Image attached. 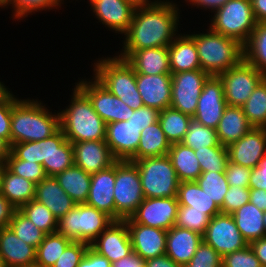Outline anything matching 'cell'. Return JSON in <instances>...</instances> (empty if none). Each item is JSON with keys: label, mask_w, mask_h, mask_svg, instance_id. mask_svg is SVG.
Segmentation results:
<instances>
[{"label": "cell", "mask_w": 266, "mask_h": 267, "mask_svg": "<svg viewBox=\"0 0 266 267\" xmlns=\"http://www.w3.org/2000/svg\"><path fill=\"white\" fill-rule=\"evenodd\" d=\"M179 11L171 0L136 7L120 52L133 53L144 48L168 47L179 32Z\"/></svg>", "instance_id": "1"}, {"label": "cell", "mask_w": 266, "mask_h": 267, "mask_svg": "<svg viewBox=\"0 0 266 267\" xmlns=\"http://www.w3.org/2000/svg\"><path fill=\"white\" fill-rule=\"evenodd\" d=\"M37 99H20L11 114V145L44 140L60 129V114L49 112Z\"/></svg>", "instance_id": "2"}, {"label": "cell", "mask_w": 266, "mask_h": 267, "mask_svg": "<svg viewBox=\"0 0 266 267\" xmlns=\"http://www.w3.org/2000/svg\"><path fill=\"white\" fill-rule=\"evenodd\" d=\"M71 102L60 114V129L71 143L105 140L106 123L89 98L75 85Z\"/></svg>", "instance_id": "3"}, {"label": "cell", "mask_w": 266, "mask_h": 267, "mask_svg": "<svg viewBox=\"0 0 266 267\" xmlns=\"http://www.w3.org/2000/svg\"><path fill=\"white\" fill-rule=\"evenodd\" d=\"M206 32L188 35L195 41L201 69L210 76H218L244 59L243 45L238 40L219 34L210 27Z\"/></svg>", "instance_id": "4"}, {"label": "cell", "mask_w": 266, "mask_h": 267, "mask_svg": "<svg viewBox=\"0 0 266 267\" xmlns=\"http://www.w3.org/2000/svg\"><path fill=\"white\" fill-rule=\"evenodd\" d=\"M93 67V76L131 109L144 106L137 88L136 73L125 59L116 55L103 57Z\"/></svg>", "instance_id": "5"}, {"label": "cell", "mask_w": 266, "mask_h": 267, "mask_svg": "<svg viewBox=\"0 0 266 267\" xmlns=\"http://www.w3.org/2000/svg\"><path fill=\"white\" fill-rule=\"evenodd\" d=\"M113 221L109 215L86 203L76 204L58 219L56 232L73 242L90 245Z\"/></svg>", "instance_id": "6"}, {"label": "cell", "mask_w": 266, "mask_h": 267, "mask_svg": "<svg viewBox=\"0 0 266 267\" xmlns=\"http://www.w3.org/2000/svg\"><path fill=\"white\" fill-rule=\"evenodd\" d=\"M145 198L177 197L179 180L168 154L134 161Z\"/></svg>", "instance_id": "7"}, {"label": "cell", "mask_w": 266, "mask_h": 267, "mask_svg": "<svg viewBox=\"0 0 266 267\" xmlns=\"http://www.w3.org/2000/svg\"><path fill=\"white\" fill-rule=\"evenodd\" d=\"M210 28L244 45L257 25L251 0H229L216 10Z\"/></svg>", "instance_id": "8"}, {"label": "cell", "mask_w": 266, "mask_h": 267, "mask_svg": "<svg viewBox=\"0 0 266 267\" xmlns=\"http://www.w3.org/2000/svg\"><path fill=\"white\" fill-rule=\"evenodd\" d=\"M145 199L137 165L132 161L115 162V221L125 220Z\"/></svg>", "instance_id": "9"}, {"label": "cell", "mask_w": 266, "mask_h": 267, "mask_svg": "<svg viewBox=\"0 0 266 267\" xmlns=\"http://www.w3.org/2000/svg\"><path fill=\"white\" fill-rule=\"evenodd\" d=\"M225 100L228 106L241 107L265 77L244 59L236 66L220 73Z\"/></svg>", "instance_id": "10"}, {"label": "cell", "mask_w": 266, "mask_h": 267, "mask_svg": "<svg viewBox=\"0 0 266 267\" xmlns=\"http://www.w3.org/2000/svg\"><path fill=\"white\" fill-rule=\"evenodd\" d=\"M88 80V81H87ZM80 79L76 86L89 98L93 109L108 124L128 120L134 110L126 105L120 98L113 95L95 77Z\"/></svg>", "instance_id": "11"}, {"label": "cell", "mask_w": 266, "mask_h": 267, "mask_svg": "<svg viewBox=\"0 0 266 267\" xmlns=\"http://www.w3.org/2000/svg\"><path fill=\"white\" fill-rule=\"evenodd\" d=\"M210 75L202 69L171 73V108L194 116L203 85Z\"/></svg>", "instance_id": "12"}, {"label": "cell", "mask_w": 266, "mask_h": 267, "mask_svg": "<svg viewBox=\"0 0 266 267\" xmlns=\"http://www.w3.org/2000/svg\"><path fill=\"white\" fill-rule=\"evenodd\" d=\"M202 238L203 242L213 247L222 257L249 245L230 214L220 213L212 217Z\"/></svg>", "instance_id": "13"}, {"label": "cell", "mask_w": 266, "mask_h": 267, "mask_svg": "<svg viewBox=\"0 0 266 267\" xmlns=\"http://www.w3.org/2000/svg\"><path fill=\"white\" fill-rule=\"evenodd\" d=\"M178 207L177 197L145 198L130 218L124 221L167 231L175 226Z\"/></svg>", "instance_id": "14"}, {"label": "cell", "mask_w": 266, "mask_h": 267, "mask_svg": "<svg viewBox=\"0 0 266 267\" xmlns=\"http://www.w3.org/2000/svg\"><path fill=\"white\" fill-rule=\"evenodd\" d=\"M223 84L219 76H209L203 85L194 116L203 126L217 129L227 107Z\"/></svg>", "instance_id": "15"}, {"label": "cell", "mask_w": 266, "mask_h": 267, "mask_svg": "<svg viewBox=\"0 0 266 267\" xmlns=\"http://www.w3.org/2000/svg\"><path fill=\"white\" fill-rule=\"evenodd\" d=\"M90 247L111 263L129 255L133 250L127 223L124 220L113 221Z\"/></svg>", "instance_id": "16"}, {"label": "cell", "mask_w": 266, "mask_h": 267, "mask_svg": "<svg viewBox=\"0 0 266 267\" xmlns=\"http://www.w3.org/2000/svg\"><path fill=\"white\" fill-rule=\"evenodd\" d=\"M229 161L255 169L266 155V128L254 127L227 147Z\"/></svg>", "instance_id": "17"}, {"label": "cell", "mask_w": 266, "mask_h": 267, "mask_svg": "<svg viewBox=\"0 0 266 267\" xmlns=\"http://www.w3.org/2000/svg\"><path fill=\"white\" fill-rule=\"evenodd\" d=\"M89 6L100 23L118 34H125L136 7L126 0H89Z\"/></svg>", "instance_id": "18"}, {"label": "cell", "mask_w": 266, "mask_h": 267, "mask_svg": "<svg viewBox=\"0 0 266 267\" xmlns=\"http://www.w3.org/2000/svg\"><path fill=\"white\" fill-rule=\"evenodd\" d=\"M142 129L136 127L130 120L106 124L105 142L116 160H130L140 142Z\"/></svg>", "instance_id": "19"}, {"label": "cell", "mask_w": 266, "mask_h": 267, "mask_svg": "<svg viewBox=\"0 0 266 267\" xmlns=\"http://www.w3.org/2000/svg\"><path fill=\"white\" fill-rule=\"evenodd\" d=\"M74 165L89 174L97 173L113 165L114 158L105 140H91L72 143Z\"/></svg>", "instance_id": "20"}, {"label": "cell", "mask_w": 266, "mask_h": 267, "mask_svg": "<svg viewBox=\"0 0 266 267\" xmlns=\"http://www.w3.org/2000/svg\"><path fill=\"white\" fill-rule=\"evenodd\" d=\"M136 83L144 106L159 111L171 106V74H136Z\"/></svg>", "instance_id": "21"}, {"label": "cell", "mask_w": 266, "mask_h": 267, "mask_svg": "<svg viewBox=\"0 0 266 267\" xmlns=\"http://www.w3.org/2000/svg\"><path fill=\"white\" fill-rule=\"evenodd\" d=\"M132 250L147 260L165 254L167 231L138 223H127Z\"/></svg>", "instance_id": "22"}, {"label": "cell", "mask_w": 266, "mask_h": 267, "mask_svg": "<svg viewBox=\"0 0 266 267\" xmlns=\"http://www.w3.org/2000/svg\"><path fill=\"white\" fill-rule=\"evenodd\" d=\"M114 183L115 163L91 174V185L86 204L106 213L115 221Z\"/></svg>", "instance_id": "23"}, {"label": "cell", "mask_w": 266, "mask_h": 267, "mask_svg": "<svg viewBox=\"0 0 266 267\" xmlns=\"http://www.w3.org/2000/svg\"><path fill=\"white\" fill-rule=\"evenodd\" d=\"M136 74H171L168 47L144 48L133 53H120Z\"/></svg>", "instance_id": "24"}, {"label": "cell", "mask_w": 266, "mask_h": 267, "mask_svg": "<svg viewBox=\"0 0 266 267\" xmlns=\"http://www.w3.org/2000/svg\"><path fill=\"white\" fill-rule=\"evenodd\" d=\"M202 241L201 234L173 226L167 230L165 254L175 263L184 267L191 260Z\"/></svg>", "instance_id": "25"}, {"label": "cell", "mask_w": 266, "mask_h": 267, "mask_svg": "<svg viewBox=\"0 0 266 267\" xmlns=\"http://www.w3.org/2000/svg\"><path fill=\"white\" fill-rule=\"evenodd\" d=\"M34 200L45 205L57 219L76 205L54 176H46L36 184Z\"/></svg>", "instance_id": "26"}, {"label": "cell", "mask_w": 266, "mask_h": 267, "mask_svg": "<svg viewBox=\"0 0 266 267\" xmlns=\"http://www.w3.org/2000/svg\"><path fill=\"white\" fill-rule=\"evenodd\" d=\"M0 255L7 267L31 265L36 261V248L16 236L8 227L0 228Z\"/></svg>", "instance_id": "27"}, {"label": "cell", "mask_w": 266, "mask_h": 267, "mask_svg": "<svg viewBox=\"0 0 266 267\" xmlns=\"http://www.w3.org/2000/svg\"><path fill=\"white\" fill-rule=\"evenodd\" d=\"M171 73L201 69L195 41L188 34H177L168 46Z\"/></svg>", "instance_id": "28"}, {"label": "cell", "mask_w": 266, "mask_h": 267, "mask_svg": "<svg viewBox=\"0 0 266 267\" xmlns=\"http://www.w3.org/2000/svg\"><path fill=\"white\" fill-rule=\"evenodd\" d=\"M253 128L242 107L227 106L216 129L217 138L222 146L228 147Z\"/></svg>", "instance_id": "29"}, {"label": "cell", "mask_w": 266, "mask_h": 267, "mask_svg": "<svg viewBox=\"0 0 266 267\" xmlns=\"http://www.w3.org/2000/svg\"><path fill=\"white\" fill-rule=\"evenodd\" d=\"M36 183L17 176L3 166L0 175V193L17 209L34 200Z\"/></svg>", "instance_id": "30"}, {"label": "cell", "mask_w": 266, "mask_h": 267, "mask_svg": "<svg viewBox=\"0 0 266 267\" xmlns=\"http://www.w3.org/2000/svg\"><path fill=\"white\" fill-rule=\"evenodd\" d=\"M263 213L264 211L249 201L231 214L248 244L265 237Z\"/></svg>", "instance_id": "31"}, {"label": "cell", "mask_w": 266, "mask_h": 267, "mask_svg": "<svg viewBox=\"0 0 266 267\" xmlns=\"http://www.w3.org/2000/svg\"><path fill=\"white\" fill-rule=\"evenodd\" d=\"M177 199L179 206L191 210L205 211L210 218L221 213V209L198 185L196 181L179 182Z\"/></svg>", "instance_id": "32"}, {"label": "cell", "mask_w": 266, "mask_h": 267, "mask_svg": "<svg viewBox=\"0 0 266 267\" xmlns=\"http://www.w3.org/2000/svg\"><path fill=\"white\" fill-rule=\"evenodd\" d=\"M170 157L179 182L196 181L202 173L195 151L183 143H173L170 146Z\"/></svg>", "instance_id": "33"}, {"label": "cell", "mask_w": 266, "mask_h": 267, "mask_svg": "<svg viewBox=\"0 0 266 267\" xmlns=\"http://www.w3.org/2000/svg\"><path fill=\"white\" fill-rule=\"evenodd\" d=\"M55 178L76 204L86 203L90 191L91 174L73 165L57 174Z\"/></svg>", "instance_id": "34"}, {"label": "cell", "mask_w": 266, "mask_h": 267, "mask_svg": "<svg viewBox=\"0 0 266 267\" xmlns=\"http://www.w3.org/2000/svg\"><path fill=\"white\" fill-rule=\"evenodd\" d=\"M170 142L166 139L159 121L147 126L141 131L137 152L129 161H136L146 157H156L168 154Z\"/></svg>", "instance_id": "35"}, {"label": "cell", "mask_w": 266, "mask_h": 267, "mask_svg": "<svg viewBox=\"0 0 266 267\" xmlns=\"http://www.w3.org/2000/svg\"><path fill=\"white\" fill-rule=\"evenodd\" d=\"M18 159L36 162L43 166L50 176V155L52 154V136L40 141L16 143L10 150Z\"/></svg>", "instance_id": "36"}, {"label": "cell", "mask_w": 266, "mask_h": 267, "mask_svg": "<svg viewBox=\"0 0 266 267\" xmlns=\"http://www.w3.org/2000/svg\"><path fill=\"white\" fill-rule=\"evenodd\" d=\"M243 49L244 60L266 76V22L257 23Z\"/></svg>", "instance_id": "37"}, {"label": "cell", "mask_w": 266, "mask_h": 267, "mask_svg": "<svg viewBox=\"0 0 266 267\" xmlns=\"http://www.w3.org/2000/svg\"><path fill=\"white\" fill-rule=\"evenodd\" d=\"M191 120L192 117L190 115L168 107L159 112L158 121L166 139L170 144H173L183 141Z\"/></svg>", "instance_id": "38"}, {"label": "cell", "mask_w": 266, "mask_h": 267, "mask_svg": "<svg viewBox=\"0 0 266 267\" xmlns=\"http://www.w3.org/2000/svg\"><path fill=\"white\" fill-rule=\"evenodd\" d=\"M74 165V151L70 141H68L59 129L52 135V154L50 155V176H56L65 169Z\"/></svg>", "instance_id": "39"}, {"label": "cell", "mask_w": 266, "mask_h": 267, "mask_svg": "<svg viewBox=\"0 0 266 267\" xmlns=\"http://www.w3.org/2000/svg\"><path fill=\"white\" fill-rule=\"evenodd\" d=\"M72 242V240L57 232L46 234L43 241L36 248L35 263L41 267H52Z\"/></svg>", "instance_id": "40"}, {"label": "cell", "mask_w": 266, "mask_h": 267, "mask_svg": "<svg viewBox=\"0 0 266 267\" xmlns=\"http://www.w3.org/2000/svg\"><path fill=\"white\" fill-rule=\"evenodd\" d=\"M241 107L253 127L266 128V76Z\"/></svg>", "instance_id": "41"}, {"label": "cell", "mask_w": 266, "mask_h": 267, "mask_svg": "<svg viewBox=\"0 0 266 267\" xmlns=\"http://www.w3.org/2000/svg\"><path fill=\"white\" fill-rule=\"evenodd\" d=\"M18 210L45 234L56 232L58 219L45 205L31 200Z\"/></svg>", "instance_id": "42"}, {"label": "cell", "mask_w": 266, "mask_h": 267, "mask_svg": "<svg viewBox=\"0 0 266 267\" xmlns=\"http://www.w3.org/2000/svg\"><path fill=\"white\" fill-rule=\"evenodd\" d=\"M181 143L193 150L203 149V147L222 146L218 141L216 129L203 126L193 118Z\"/></svg>", "instance_id": "43"}, {"label": "cell", "mask_w": 266, "mask_h": 267, "mask_svg": "<svg viewBox=\"0 0 266 267\" xmlns=\"http://www.w3.org/2000/svg\"><path fill=\"white\" fill-rule=\"evenodd\" d=\"M201 189L221 208L229 184L225 172H202L196 180Z\"/></svg>", "instance_id": "44"}, {"label": "cell", "mask_w": 266, "mask_h": 267, "mask_svg": "<svg viewBox=\"0 0 266 267\" xmlns=\"http://www.w3.org/2000/svg\"><path fill=\"white\" fill-rule=\"evenodd\" d=\"M194 151L202 172H225L229 161L227 147L211 146Z\"/></svg>", "instance_id": "45"}, {"label": "cell", "mask_w": 266, "mask_h": 267, "mask_svg": "<svg viewBox=\"0 0 266 267\" xmlns=\"http://www.w3.org/2000/svg\"><path fill=\"white\" fill-rule=\"evenodd\" d=\"M9 227L14 231L18 238L35 248L40 245L46 235L18 209L14 212Z\"/></svg>", "instance_id": "46"}, {"label": "cell", "mask_w": 266, "mask_h": 267, "mask_svg": "<svg viewBox=\"0 0 266 267\" xmlns=\"http://www.w3.org/2000/svg\"><path fill=\"white\" fill-rule=\"evenodd\" d=\"M12 4V5H11ZM63 0H1L0 8L12 6L14 12L13 19H24L32 13L39 12L42 10L49 11V9H58L61 6Z\"/></svg>", "instance_id": "47"}, {"label": "cell", "mask_w": 266, "mask_h": 267, "mask_svg": "<svg viewBox=\"0 0 266 267\" xmlns=\"http://www.w3.org/2000/svg\"><path fill=\"white\" fill-rule=\"evenodd\" d=\"M4 166L13 174L36 184L47 176L41 164L18 159L11 151Z\"/></svg>", "instance_id": "48"}, {"label": "cell", "mask_w": 266, "mask_h": 267, "mask_svg": "<svg viewBox=\"0 0 266 267\" xmlns=\"http://www.w3.org/2000/svg\"><path fill=\"white\" fill-rule=\"evenodd\" d=\"M210 217L205 211L191 210L188 206H179L175 226L195 231L201 235L209 225Z\"/></svg>", "instance_id": "49"}, {"label": "cell", "mask_w": 266, "mask_h": 267, "mask_svg": "<svg viewBox=\"0 0 266 267\" xmlns=\"http://www.w3.org/2000/svg\"><path fill=\"white\" fill-rule=\"evenodd\" d=\"M184 267H222V256L210 245L201 242Z\"/></svg>", "instance_id": "50"}, {"label": "cell", "mask_w": 266, "mask_h": 267, "mask_svg": "<svg viewBox=\"0 0 266 267\" xmlns=\"http://www.w3.org/2000/svg\"><path fill=\"white\" fill-rule=\"evenodd\" d=\"M250 200V187L229 186L220 208L223 214H232Z\"/></svg>", "instance_id": "51"}, {"label": "cell", "mask_w": 266, "mask_h": 267, "mask_svg": "<svg viewBox=\"0 0 266 267\" xmlns=\"http://www.w3.org/2000/svg\"><path fill=\"white\" fill-rule=\"evenodd\" d=\"M222 267H262L254 251L247 245L222 257Z\"/></svg>", "instance_id": "52"}, {"label": "cell", "mask_w": 266, "mask_h": 267, "mask_svg": "<svg viewBox=\"0 0 266 267\" xmlns=\"http://www.w3.org/2000/svg\"><path fill=\"white\" fill-rule=\"evenodd\" d=\"M89 246L84 242H72L52 267H78Z\"/></svg>", "instance_id": "53"}, {"label": "cell", "mask_w": 266, "mask_h": 267, "mask_svg": "<svg viewBox=\"0 0 266 267\" xmlns=\"http://www.w3.org/2000/svg\"><path fill=\"white\" fill-rule=\"evenodd\" d=\"M20 99L12 93L3 101H0V137L11 146V114L12 107Z\"/></svg>", "instance_id": "54"}, {"label": "cell", "mask_w": 266, "mask_h": 267, "mask_svg": "<svg viewBox=\"0 0 266 267\" xmlns=\"http://www.w3.org/2000/svg\"><path fill=\"white\" fill-rule=\"evenodd\" d=\"M252 169L228 161L225 176L229 186L250 187L249 178Z\"/></svg>", "instance_id": "55"}, {"label": "cell", "mask_w": 266, "mask_h": 267, "mask_svg": "<svg viewBox=\"0 0 266 267\" xmlns=\"http://www.w3.org/2000/svg\"><path fill=\"white\" fill-rule=\"evenodd\" d=\"M159 112L160 111L156 108L143 106L134 110L128 120H130L136 127L143 130L159 120Z\"/></svg>", "instance_id": "56"}, {"label": "cell", "mask_w": 266, "mask_h": 267, "mask_svg": "<svg viewBox=\"0 0 266 267\" xmlns=\"http://www.w3.org/2000/svg\"><path fill=\"white\" fill-rule=\"evenodd\" d=\"M78 267H112V263L89 246Z\"/></svg>", "instance_id": "57"}, {"label": "cell", "mask_w": 266, "mask_h": 267, "mask_svg": "<svg viewBox=\"0 0 266 267\" xmlns=\"http://www.w3.org/2000/svg\"><path fill=\"white\" fill-rule=\"evenodd\" d=\"M250 189H263L266 191V155L260 164L252 170L249 178Z\"/></svg>", "instance_id": "58"}, {"label": "cell", "mask_w": 266, "mask_h": 267, "mask_svg": "<svg viewBox=\"0 0 266 267\" xmlns=\"http://www.w3.org/2000/svg\"><path fill=\"white\" fill-rule=\"evenodd\" d=\"M17 210L7 199L0 193V228L8 227Z\"/></svg>", "instance_id": "59"}, {"label": "cell", "mask_w": 266, "mask_h": 267, "mask_svg": "<svg viewBox=\"0 0 266 267\" xmlns=\"http://www.w3.org/2000/svg\"><path fill=\"white\" fill-rule=\"evenodd\" d=\"M112 267H146V260L132 251L129 255L112 263Z\"/></svg>", "instance_id": "60"}, {"label": "cell", "mask_w": 266, "mask_h": 267, "mask_svg": "<svg viewBox=\"0 0 266 267\" xmlns=\"http://www.w3.org/2000/svg\"><path fill=\"white\" fill-rule=\"evenodd\" d=\"M191 6H196L200 9L204 8L205 10H211V12H215L220 9L226 2L229 0H185Z\"/></svg>", "instance_id": "61"}, {"label": "cell", "mask_w": 266, "mask_h": 267, "mask_svg": "<svg viewBox=\"0 0 266 267\" xmlns=\"http://www.w3.org/2000/svg\"><path fill=\"white\" fill-rule=\"evenodd\" d=\"M249 245L259 259L262 267H266V236L251 242Z\"/></svg>", "instance_id": "62"}, {"label": "cell", "mask_w": 266, "mask_h": 267, "mask_svg": "<svg viewBox=\"0 0 266 267\" xmlns=\"http://www.w3.org/2000/svg\"><path fill=\"white\" fill-rule=\"evenodd\" d=\"M146 267H182L175 263L168 255L163 254L146 260Z\"/></svg>", "instance_id": "63"}, {"label": "cell", "mask_w": 266, "mask_h": 267, "mask_svg": "<svg viewBox=\"0 0 266 267\" xmlns=\"http://www.w3.org/2000/svg\"><path fill=\"white\" fill-rule=\"evenodd\" d=\"M259 210L266 211V191L263 189H250V200Z\"/></svg>", "instance_id": "64"}, {"label": "cell", "mask_w": 266, "mask_h": 267, "mask_svg": "<svg viewBox=\"0 0 266 267\" xmlns=\"http://www.w3.org/2000/svg\"><path fill=\"white\" fill-rule=\"evenodd\" d=\"M257 23L266 22V0H251Z\"/></svg>", "instance_id": "65"}, {"label": "cell", "mask_w": 266, "mask_h": 267, "mask_svg": "<svg viewBox=\"0 0 266 267\" xmlns=\"http://www.w3.org/2000/svg\"><path fill=\"white\" fill-rule=\"evenodd\" d=\"M11 146L0 137V163L5 164L9 157Z\"/></svg>", "instance_id": "66"}, {"label": "cell", "mask_w": 266, "mask_h": 267, "mask_svg": "<svg viewBox=\"0 0 266 267\" xmlns=\"http://www.w3.org/2000/svg\"><path fill=\"white\" fill-rule=\"evenodd\" d=\"M130 3H132L135 7H142V6H150L153 4L158 3L160 0H154V1H149V0H126Z\"/></svg>", "instance_id": "67"}, {"label": "cell", "mask_w": 266, "mask_h": 267, "mask_svg": "<svg viewBox=\"0 0 266 267\" xmlns=\"http://www.w3.org/2000/svg\"><path fill=\"white\" fill-rule=\"evenodd\" d=\"M11 93L12 92H10L8 88L4 86V83L0 81V101L5 100Z\"/></svg>", "instance_id": "68"}, {"label": "cell", "mask_w": 266, "mask_h": 267, "mask_svg": "<svg viewBox=\"0 0 266 267\" xmlns=\"http://www.w3.org/2000/svg\"><path fill=\"white\" fill-rule=\"evenodd\" d=\"M263 222H264V230H265V236H266V211L263 213Z\"/></svg>", "instance_id": "69"}, {"label": "cell", "mask_w": 266, "mask_h": 267, "mask_svg": "<svg viewBox=\"0 0 266 267\" xmlns=\"http://www.w3.org/2000/svg\"><path fill=\"white\" fill-rule=\"evenodd\" d=\"M0 267H7L1 255H0Z\"/></svg>", "instance_id": "70"}, {"label": "cell", "mask_w": 266, "mask_h": 267, "mask_svg": "<svg viewBox=\"0 0 266 267\" xmlns=\"http://www.w3.org/2000/svg\"><path fill=\"white\" fill-rule=\"evenodd\" d=\"M20 267H41V266L39 264H37V263H33L31 265L20 266Z\"/></svg>", "instance_id": "71"}, {"label": "cell", "mask_w": 266, "mask_h": 267, "mask_svg": "<svg viewBox=\"0 0 266 267\" xmlns=\"http://www.w3.org/2000/svg\"><path fill=\"white\" fill-rule=\"evenodd\" d=\"M3 166H4V164L0 163V175H1V171H2Z\"/></svg>", "instance_id": "72"}]
</instances>
